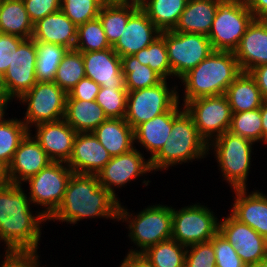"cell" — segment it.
Listing matches in <instances>:
<instances>
[{
  "label": "cell",
  "instance_id": "43",
  "mask_svg": "<svg viewBox=\"0 0 267 267\" xmlns=\"http://www.w3.org/2000/svg\"><path fill=\"white\" fill-rule=\"evenodd\" d=\"M215 252L216 267H247L235 248L219 232L210 239Z\"/></svg>",
  "mask_w": 267,
  "mask_h": 267
},
{
  "label": "cell",
  "instance_id": "31",
  "mask_svg": "<svg viewBox=\"0 0 267 267\" xmlns=\"http://www.w3.org/2000/svg\"><path fill=\"white\" fill-rule=\"evenodd\" d=\"M140 8L161 31L173 30L188 0H138Z\"/></svg>",
  "mask_w": 267,
  "mask_h": 267
},
{
  "label": "cell",
  "instance_id": "13",
  "mask_svg": "<svg viewBox=\"0 0 267 267\" xmlns=\"http://www.w3.org/2000/svg\"><path fill=\"white\" fill-rule=\"evenodd\" d=\"M183 106L193 118L199 135L207 144L229 131L232 111L225 94L197 98Z\"/></svg>",
  "mask_w": 267,
  "mask_h": 267
},
{
  "label": "cell",
  "instance_id": "55",
  "mask_svg": "<svg viewBox=\"0 0 267 267\" xmlns=\"http://www.w3.org/2000/svg\"><path fill=\"white\" fill-rule=\"evenodd\" d=\"M0 97H7V89L4 83V75L0 72Z\"/></svg>",
  "mask_w": 267,
  "mask_h": 267
},
{
  "label": "cell",
  "instance_id": "51",
  "mask_svg": "<svg viewBox=\"0 0 267 267\" xmlns=\"http://www.w3.org/2000/svg\"><path fill=\"white\" fill-rule=\"evenodd\" d=\"M255 19L267 20V0H244Z\"/></svg>",
  "mask_w": 267,
  "mask_h": 267
},
{
  "label": "cell",
  "instance_id": "21",
  "mask_svg": "<svg viewBox=\"0 0 267 267\" xmlns=\"http://www.w3.org/2000/svg\"><path fill=\"white\" fill-rule=\"evenodd\" d=\"M35 129L34 139L52 161L70 159L77 132L64 119L38 124Z\"/></svg>",
  "mask_w": 267,
  "mask_h": 267
},
{
  "label": "cell",
  "instance_id": "28",
  "mask_svg": "<svg viewBox=\"0 0 267 267\" xmlns=\"http://www.w3.org/2000/svg\"><path fill=\"white\" fill-rule=\"evenodd\" d=\"M107 118L96 101L73 99L67 95L64 120L77 133L93 132Z\"/></svg>",
  "mask_w": 267,
  "mask_h": 267
},
{
  "label": "cell",
  "instance_id": "50",
  "mask_svg": "<svg viewBox=\"0 0 267 267\" xmlns=\"http://www.w3.org/2000/svg\"><path fill=\"white\" fill-rule=\"evenodd\" d=\"M120 267H154L143 253H128Z\"/></svg>",
  "mask_w": 267,
  "mask_h": 267
},
{
  "label": "cell",
  "instance_id": "56",
  "mask_svg": "<svg viewBox=\"0 0 267 267\" xmlns=\"http://www.w3.org/2000/svg\"><path fill=\"white\" fill-rule=\"evenodd\" d=\"M6 169L0 165V188L7 183Z\"/></svg>",
  "mask_w": 267,
  "mask_h": 267
},
{
  "label": "cell",
  "instance_id": "17",
  "mask_svg": "<svg viewBox=\"0 0 267 267\" xmlns=\"http://www.w3.org/2000/svg\"><path fill=\"white\" fill-rule=\"evenodd\" d=\"M31 134L29 132L20 142L6 169V178L9 183L22 185V182L27 181L52 162Z\"/></svg>",
  "mask_w": 267,
  "mask_h": 267
},
{
  "label": "cell",
  "instance_id": "14",
  "mask_svg": "<svg viewBox=\"0 0 267 267\" xmlns=\"http://www.w3.org/2000/svg\"><path fill=\"white\" fill-rule=\"evenodd\" d=\"M36 42L24 39L18 46L12 63L4 74V83L7 89V99L17 100L36 83Z\"/></svg>",
  "mask_w": 267,
  "mask_h": 267
},
{
  "label": "cell",
  "instance_id": "29",
  "mask_svg": "<svg viewBox=\"0 0 267 267\" xmlns=\"http://www.w3.org/2000/svg\"><path fill=\"white\" fill-rule=\"evenodd\" d=\"M232 113L258 109L264 101L256 80L250 73L241 74L228 86L225 93Z\"/></svg>",
  "mask_w": 267,
  "mask_h": 267
},
{
  "label": "cell",
  "instance_id": "7",
  "mask_svg": "<svg viewBox=\"0 0 267 267\" xmlns=\"http://www.w3.org/2000/svg\"><path fill=\"white\" fill-rule=\"evenodd\" d=\"M253 144L254 142L251 140L229 131L214 138L208 144V147H213L211 150L214 149L215 158H217L224 180L233 189L246 188L247 186Z\"/></svg>",
  "mask_w": 267,
  "mask_h": 267
},
{
  "label": "cell",
  "instance_id": "27",
  "mask_svg": "<svg viewBox=\"0 0 267 267\" xmlns=\"http://www.w3.org/2000/svg\"><path fill=\"white\" fill-rule=\"evenodd\" d=\"M217 10V0H188L172 31L208 36Z\"/></svg>",
  "mask_w": 267,
  "mask_h": 267
},
{
  "label": "cell",
  "instance_id": "20",
  "mask_svg": "<svg viewBox=\"0 0 267 267\" xmlns=\"http://www.w3.org/2000/svg\"><path fill=\"white\" fill-rule=\"evenodd\" d=\"M160 33L161 31L139 7L129 17L119 40L112 48L120 57L134 55L147 48Z\"/></svg>",
  "mask_w": 267,
  "mask_h": 267
},
{
  "label": "cell",
  "instance_id": "57",
  "mask_svg": "<svg viewBox=\"0 0 267 267\" xmlns=\"http://www.w3.org/2000/svg\"><path fill=\"white\" fill-rule=\"evenodd\" d=\"M247 267H267V258L255 264L248 265Z\"/></svg>",
  "mask_w": 267,
  "mask_h": 267
},
{
  "label": "cell",
  "instance_id": "35",
  "mask_svg": "<svg viewBox=\"0 0 267 267\" xmlns=\"http://www.w3.org/2000/svg\"><path fill=\"white\" fill-rule=\"evenodd\" d=\"M187 247L170 238L148 247L143 254L154 267H185Z\"/></svg>",
  "mask_w": 267,
  "mask_h": 267
},
{
  "label": "cell",
  "instance_id": "6",
  "mask_svg": "<svg viewBox=\"0 0 267 267\" xmlns=\"http://www.w3.org/2000/svg\"><path fill=\"white\" fill-rule=\"evenodd\" d=\"M254 19L244 0H217L208 35L213 50L234 52Z\"/></svg>",
  "mask_w": 267,
  "mask_h": 267
},
{
  "label": "cell",
  "instance_id": "40",
  "mask_svg": "<svg viewBox=\"0 0 267 267\" xmlns=\"http://www.w3.org/2000/svg\"><path fill=\"white\" fill-rule=\"evenodd\" d=\"M229 132L252 142L263 141L260 108L240 113H232Z\"/></svg>",
  "mask_w": 267,
  "mask_h": 267
},
{
  "label": "cell",
  "instance_id": "33",
  "mask_svg": "<svg viewBox=\"0 0 267 267\" xmlns=\"http://www.w3.org/2000/svg\"><path fill=\"white\" fill-rule=\"evenodd\" d=\"M121 68L127 91L150 88L164 80L149 66L141 64L134 55L121 57Z\"/></svg>",
  "mask_w": 267,
  "mask_h": 267
},
{
  "label": "cell",
  "instance_id": "9",
  "mask_svg": "<svg viewBox=\"0 0 267 267\" xmlns=\"http://www.w3.org/2000/svg\"><path fill=\"white\" fill-rule=\"evenodd\" d=\"M73 174L66 162L52 161L29 178V199L34 205L44 206L41 212L48 219L61 204L67 184Z\"/></svg>",
  "mask_w": 267,
  "mask_h": 267
},
{
  "label": "cell",
  "instance_id": "10",
  "mask_svg": "<svg viewBox=\"0 0 267 267\" xmlns=\"http://www.w3.org/2000/svg\"><path fill=\"white\" fill-rule=\"evenodd\" d=\"M199 203L178 210L172 207V239L188 247L210 241L219 232L213 211Z\"/></svg>",
  "mask_w": 267,
  "mask_h": 267
},
{
  "label": "cell",
  "instance_id": "4",
  "mask_svg": "<svg viewBox=\"0 0 267 267\" xmlns=\"http://www.w3.org/2000/svg\"><path fill=\"white\" fill-rule=\"evenodd\" d=\"M209 149L207 142L199 135L193 118L183 106V110L172 120L169 139L150 159V165L154 172L167 170L169 166L205 158Z\"/></svg>",
  "mask_w": 267,
  "mask_h": 267
},
{
  "label": "cell",
  "instance_id": "26",
  "mask_svg": "<svg viewBox=\"0 0 267 267\" xmlns=\"http://www.w3.org/2000/svg\"><path fill=\"white\" fill-rule=\"evenodd\" d=\"M92 133L112 157L134 148V129L124 118H107Z\"/></svg>",
  "mask_w": 267,
  "mask_h": 267
},
{
  "label": "cell",
  "instance_id": "19",
  "mask_svg": "<svg viewBox=\"0 0 267 267\" xmlns=\"http://www.w3.org/2000/svg\"><path fill=\"white\" fill-rule=\"evenodd\" d=\"M111 155L92 132L77 133L70 159L66 162L74 173L97 174Z\"/></svg>",
  "mask_w": 267,
  "mask_h": 267
},
{
  "label": "cell",
  "instance_id": "18",
  "mask_svg": "<svg viewBox=\"0 0 267 267\" xmlns=\"http://www.w3.org/2000/svg\"><path fill=\"white\" fill-rule=\"evenodd\" d=\"M85 76L104 88H125L121 57L108 48L102 51L82 52Z\"/></svg>",
  "mask_w": 267,
  "mask_h": 267
},
{
  "label": "cell",
  "instance_id": "41",
  "mask_svg": "<svg viewBox=\"0 0 267 267\" xmlns=\"http://www.w3.org/2000/svg\"><path fill=\"white\" fill-rule=\"evenodd\" d=\"M127 98L126 88L101 87L95 101L101 106L108 118H125Z\"/></svg>",
  "mask_w": 267,
  "mask_h": 267
},
{
  "label": "cell",
  "instance_id": "39",
  "mask_svg": "<svg viewBox=\"0 0 267 267\" xmlns=\"http://www.w3.org/2000/svg\"><path fill=\"white\" fill-rule=\"evenodd\" d=\"M112 48L107 41L99 18L77 26L75 50L80 52L102 51Z\"/></svg>",
  "mask_w": 267,
  "mask_h": 267
},
{
  "label": "cell",
  "instance_id": "45",
  "mask_svg": "<svg viewBox=\"0 0 267 267\" xmlns=\"http://www.w3.org/2000/svg\"><path fill=\"white\" fill-rule=\"evenodd\" d=\"M30 20L36 23L45 16L61 10V0H23Z\"/></svg>",
  "mask_w": 267,
  "mask_h": 267
},
{
  "label": "cell",
  "instance_id": "16",
  "mask_svg": "<svg viewBox=\"0 0 267 267\" xmlns=\"http://www.w3.org/2000/svg\"><path fill=\"white\" fill-rule=\"evenodd\" d=\"M219 233L233 245L247 266L267 258V239L231 214L219 222Z\"/></svg>",
  "mask_w": 267,
  "mask_h": 267
},
{
  "label": "cell",
  "instance_id": "2",
  "mask_svg": "<svg viewBox=\"0 0 267 267\" xmlns=\"http://www.w3.org/2000/svg\"><path fill=\"white\" fill-rule=\"evenodd\" d=\"M120 202L98 181L95 174H72L58 209L48 218L76 224L84 218L117 219Z\"/></svg>",
  "mask_w": 267,
  "mask_h": 267
},
{
  "label": "cell",
  "instance_id": "23",
  "mask_svg": "<svg viewBox=\"0 0 267 267\" xmlns=\"http://www.w3.org/2000/svg\"><path fill=\"white\" fill-rule=\"evenodd\" d=\"M233 190L236 197L230 214L267 239V195L258 190L247 195V188Z\"/></svg>",
  "mask_w": 267,
  "mask_h": 267
},
{
  "label": "cell",
  "instance_id": "1",
  "mask_svg": "<svg viewBox=\"0 0 267 267\" xmlns=\"http://www.w3.org/2000/svg\"><path fill=\"white\" fill-rule=\"evenodd\" d=\"M32 202L21 185L7 182L0 188V240L7 252L37 251L40 225L48 219L42 212L30 211Z\"/></svg>",
  "mask_w": 267,
  "mask_h": 267
},
{
  "label": "cell",
  "instance_id": "48",
  "mask_svg": "<svg viewBox=\"0 0 267 267\" xmlns=\"http://www.w3.org/2000/svg\"><path fill=\"white\" fill-rule=\"evenodd\" d=\"M101 86L90 78L81 79L68 93L73 99L95 101Z\"/></svg>",
  "mask_w": 267,
  "mask_h": 267
},
{
  "label": "cell",
  "instance_id": "36",
  "mask_svg": "<svg viewBox=\"0 0 267 267\" xmlns=\"http://www.w3.org/2000/svg\"><path fill=\"white\" fill-rule=\"evenodd\" d=\"M69 49L57 44L36 42V80L54 81L57 68Z\"/></svg>",
  "mask_w": 267,
  "mask_h": 267
},
{
  "label": "cell",
  "instance_id": "5",
  "mask_svg": "<svg viewBox=\"0 0 267 267\" xmlns=\"http://www.w3.org/2000/svg\"><path fill=\"white\" fill-rule=\"evenodd\" d=\"M118 220L129 223L128 236L140 248L128 253H143L148 247L172 237V207L169 206L151 205L133 216L120 203Z\"/></svg>",
  "mask_w": 267,
  "mask_h": 267
},
{
  "label": "cell",
  "instance_id": "8",
  "mask_svg": "<svg viewBox=\"0 0 267 267\" xmlns=\"http://www.w3.org/2000/svg\"><path fill=\"white\" fill-rule=\"evenodd\" d=\"M67 95L54 81L37 82L25 92L18 101L28 105L22 121L29 131L31 126L64 119Z\"/></svg>",
  "mask_w": 267,
  "mask_h": 267
},
{
  "label": "cell",
  "instance_id": "32",
  "mask_svg": "<svg viewBox=\"0 0 267 267\" xmlns=\"http://www.w3.org/2000/svg\"><path fill=\"white\" fill-rule=\"evenodd\" d=\"M140 7L139 2L127 5L102 6L98 18L110 46L119 40L129 17Z\"/></svg>",
  "mask_w": 267,
  "mask_h": 267
},
{
  "label": "cell",
  "instance_id": "24",
  "mask_svg": "<svg viewBox=\"0 0 267 267\" xmlns=\"http://www.w3.org/2000/svg\"><path fill=\"white\" fill-rule=\"evenodd\" d=\"M32 39L35 42L75 48L77 26L61 11L49 14L34 23Z\"/></svg>",
  "mask_w": 267,
  "mask_h": 267
},
{
  "label": "cell",
  "instance_id": "34",
  "mask_svg": "<svg viewBox=\"0 0 267 267\" xmlns=\"http://www.w3.org/2000/svg\"><path fill=\"white\" fill-rule=\"evenodd\" d=\"M31 131L21 119H0V165L7 169L20 142Z\"/></svg>",
  "mask_w": 267,
  "mask_h": 267
},
{
  "label": "cell",
  "instance_id": "12",
  "mask_svg": "<svg viewBox=\"0 0 267 267\" xmlns=\"http://www.w3.org/2000/svg\"><path fill=\"white\" fill-rule=\"evenodd\" d=\"M177 88L170 89L167 80L150 88L128 91L126 122L135 129L143 122L169 111L178 101Z\"/></svg>",
  "mask_w": 267,
  "mask_h": 267
},
{
  "label": "cell",
  "instance_id": "44",
  "mask_svg": "<svg viewBox=\"0 0 267 267\" xmlns=\"http://www.w3.org/2000/svg\"><path fill=\"white\" fill-rule=\"evenodd\" d=\"M185 267H215V252L211 241L188 246Z\"/></svg>",
  "mask_w": 267,
  "mask_h": 267
},
{
  "label": "cell",
  "instance_id": "3",
  "mask_svg": "<svg viewBox=\"0 0 267 267\" xmlns=\"http://www.w3.org/2000/svg\"><path fill=\"white\" fill-rule=\"evenodd\" d=\"M241 72L234 52L213 50L180 78L185 88L182 105L197 98L225 94Z\"/></svg>",
  "mask_w": 267,
  "mask_h": 267
},
{
  "label": "cell",
  "instance_id": "53",
  "mask_svg": "<svg viewBox=\"0 0 267 267\" xmlns=\"http://www.w3.org/2000/svg\"><path fill=\"white\" fill-rule=\"evenodd\" d=\"M102 6L127 5L136 3L138 0H98Z\"/></svg>",
  "mask_w": 267,
  "mask_h": 267
},
{
  "label": "cell",
  "instance_id": "49",
  "mask_svg": "<svg viewBox=\"0 0 267 267\" xmlns=\"http://www.w3.org/2000/svg\"><path fill=\"white\" fill-rule=\"evenodd\" d=\"M250 75L256 80L264 100H267V64L252 69Z\"/></svg>",
  "mask_w": 267,
  "mask_h": 267
},
{
  "label": "cell",
  "instance_id": "22",
  "mask_svg": "<svg viewBox=\"0 0 267 267\" xmlns=\"http://www.w3.org/2000/svg\"><path fill=\"white\" fill-rule=\"evenodd\" d=\"M234 54L242 72L267 64V20L251 22Z\"/></svg>",
  "mask_w": 267,
  "mask_h": 267
},
{
  "label": "cell",
  "instance_id": "25",
  "mask_svg": "<svg viewBox=\"0 0 267 267\" xmlns=\"http://www.w3.org/2000/svg\"><path fill=\"white\" fill-rule=\"evenodd\" d=\"M179 101L167 112L143 122L134 129V142L141 144L153 158L170 137L173 118L181 111Z\"/></svg>",
  "mask_w": 267,
  "mask_h": 267
},
{
  "label": "cell",
  "instance_id": "11",
  "mask_svg": "<svg viewBox=\"0 0 267 267\" xmlns=\"http://www.w3.org/2000/svg\"><path fill=\"white\" fill-rule=\"evenodd\" d=\"M172 76L181 78L195 68L212 51L208 36L195 33L163 31Z\"/></svg>",
  "mask_w": 267,
  "mask_h": 267
},
{
  "label": "cell",
  "instance_id": "15",
  "mask_svg": "<svg viewBox=\"0 0 267 267\" xmlns=\"http://www.w3.org/2000/svg\"><path fill=\"white\" fill-rule=\"evenodd\" d=\"M144 158L135 147L126 153L111 157L110 161L96 174L100 185L119 201L114 187H123L132 179L135 180L140 175L143 176L152 171L150 159Z\"/></svg>",
  "mask_w": 267,
  "mask_h": 267
},
{
  "label": "cell",
  "instance_id": "47",
  "mask_svg": "<svg viewBox=\"0 0 267 267\" xmlns=\"http://www.w3.org/2000/svg\"><path fill=\"white\" fill-rule=\"evenodd\" d=\"M0 267H41L37 251L7 252ZM44 267V266H43Z\"/></svg>",
  "mask_w": 267,
  "mask_h": 267
},
{
  "label": "cell",
  "instance_id": "42",
  "mask_svg": "<svg viewBox=\"0 0 267 267\" xmlns=\"http://www.w3.org/2000/svg\"><path fill=\"white\" fill-rule=\"evenodd\" d=\"M101 8L98 0H61V11L76 26L98 18Z\"/></svg>",
  "mask_w": 267,
  "mask_h": 267
},
{
  "label": "cell",
  "instance_id": "37",
  "mask_svg": "<svg viewBox=\"0 0 267 267\" xmlns=\"http://www.w3.org/2000/svg\"><path fill=\"white\" fill-rule=\"evenodd\" d=\"M85 77L82 52L68 50L57 68L54 82L68 94Z\"/></svg>",
  "mask_w": 267,
  "mask_h": 267
},
{
  "label": "cell",
  "instance_id": "30",
  "mask_svg": "<svg viewBox=\"0 0 267 267\" xmlns=\"http://www.w3.org/2000/svg\"><path fill=\"white\" fill-rule=\"evenodd\" d=\"M33 29L23 0H0V33L29 39Z\"/></svg>",
  "mask_w": 267,
  "mask_h": 267
},
{
  "label": "cell",
  "instance_id": "38",
  "mask_svg": "<svg viewBox=\"0 0 267 267\" xmlns=\"http://www.w3.org/2000/svg\"><path fill=\"white\" fill-rule=\"evenodd\" d=\"M134 56L138 61L158 73L164 80L172 76L165 39L160 35L147 48L141 49Z\"/></svg>",
  "mask_w": 267,
  "mask_h": 267
},
{
  "label": "cell",
  "instance_id": "52",
  "mask_svg": "<svg viewBox=\"0 0 267 267\" xmlns=\"http://www.w3.org/2000/svg\"><path fill=\"white\" fill-rule=\"evenodd\" d=\"M260 114L262 120L263 143L267 144V100L263 101L260 107Z\"/></svg>",
  "mask_w": 267,
  "mask_h": 267
},
{
  "label": "cell",
  "instance_id": "54",
  "mask_svg": "<svg viewBox=\"0 0 267 267\" xmlns=\"http://www.w3.org/2000/svg\"><path fill=\"white\" fill-rule=\"evenodd\" d=\"M10 101L7 97H0V119L5 116V111L7 109V105Z\"/></svg>",
  "mask_w": 267,
  "mask_h": 267
},
{
  "label": "cell",
  "instance_id": "46",
  "mask_svg": "<svg viewBox=\"0 0 267 267\" xmlns=\"http://www.w3.org/2000/svg\"><path fill=\"white\" fill-rule=\"evenodd\" d=\"M23 40L24 38L16 35L0 33V72L3 75L7 71L10 63H12L14 52H16Z\"/></svg>",
  "mask_w": 267,
  "mask_h": 267
}]
</instances>
